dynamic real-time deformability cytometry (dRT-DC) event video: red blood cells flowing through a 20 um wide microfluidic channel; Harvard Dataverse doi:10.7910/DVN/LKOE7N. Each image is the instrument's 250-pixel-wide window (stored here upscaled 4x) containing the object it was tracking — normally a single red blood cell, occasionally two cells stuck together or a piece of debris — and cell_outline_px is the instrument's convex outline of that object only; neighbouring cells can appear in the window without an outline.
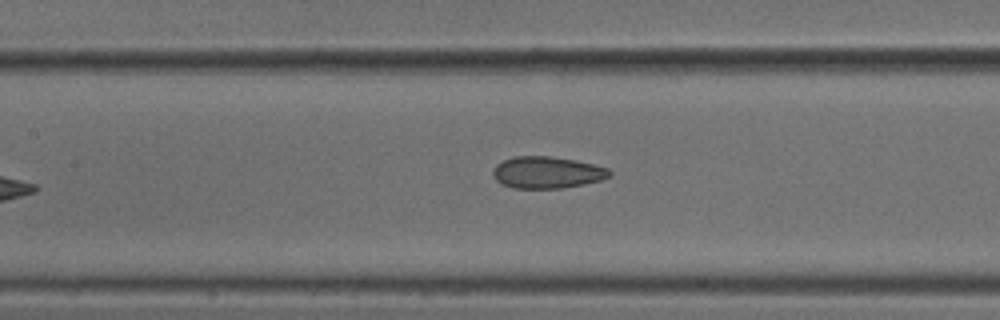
{"species": "common noctule bat (a hibernating species)", "species_latin": "Nyctalus noctula", "temperature_condition": "cold", "stored_images_in_passage": 8, "camera_frame_rate_fps": 3000, "um_per_image_px": 0.085, "animal": {"sex": "male", "body_mass_g": 18.8}, "frame": {"image": 1, "passage_image": 7, "time_ms": 2.0, "image_size_px": [1000, 320], "cell_outline_px": [[612, 176], [600, 180], [584, 184], [560, 188], [512, 188], [500, 184], [492, 176], [492, 172], [496, 164], [504, 160], [516, 156], [548, 156], [576, 160], [608, 168], [612, 172]], "centroid_in_image_um": [46.48, 14.66], "position_along_channel_um": 160.9, "area_um2": 21.68}}
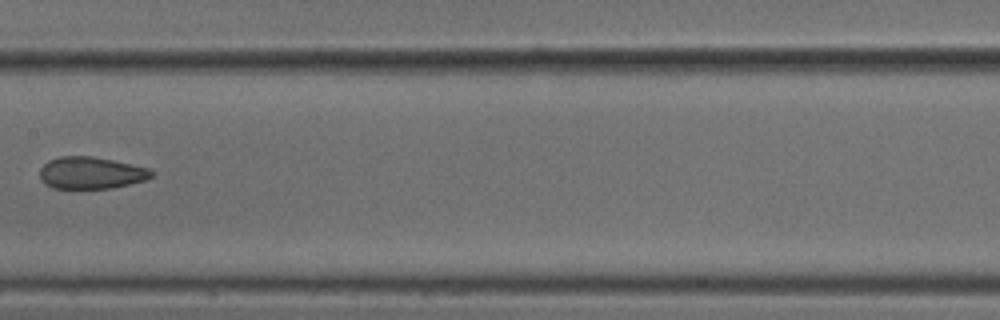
{"frame": {"image": 2, "passage_image": 8, "time_ms": 2.333, "image_size_px": [1000, 320], "cell_outline_px": [[156, 172], [152, 176], [144, 180], [112, 188], [52, 188], [44, 184], [40, 180], [40, 168], [48, 160], [60, 156], [92, 156], [112, 160], [148, 168]], "centroid_in_image_um": [7.7, 14.69], "position_along_channel_um": 199.7, "area_um2": 20.81}}